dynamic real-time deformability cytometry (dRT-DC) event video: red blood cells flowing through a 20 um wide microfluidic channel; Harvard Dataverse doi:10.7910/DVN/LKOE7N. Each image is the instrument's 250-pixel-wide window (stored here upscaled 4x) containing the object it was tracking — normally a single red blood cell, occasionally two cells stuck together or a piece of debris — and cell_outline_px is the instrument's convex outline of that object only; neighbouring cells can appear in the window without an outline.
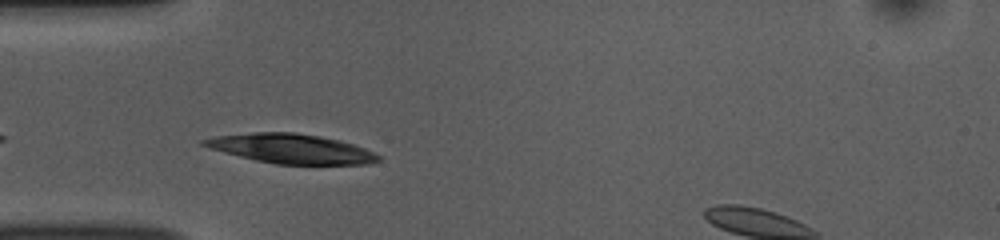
{"species": "common noctule bat (a hibernating species)", "species_latin": "Nyctalus noctula", "temperature_condition": "room temperature", "stored_images_in_passage": 37, "camera_frame_rate_fps": 3000, "um_per_image_px": 0.085, "animal": {"sex": "female", "body_mass_g": 10.0, "forearm_length_mm": 53.1}, "frame": {"image": 1, "passage_image": 3, "time_ms": 0.667, "image_size_px": [1000, 240], "cell_outline_px": [[380, 160], [368, 164], [276, 164], [256, 160], [208, 148], [200, 144], [200, 140], [216, 136], [252, 132], [296, 132], [320, 136], [340, 140], [364, 148], [380, 156]], "centroid_in_image_um": [24.72, 12.63], "position_along_channel_um": 60.3, "area_um2": 29.82}}
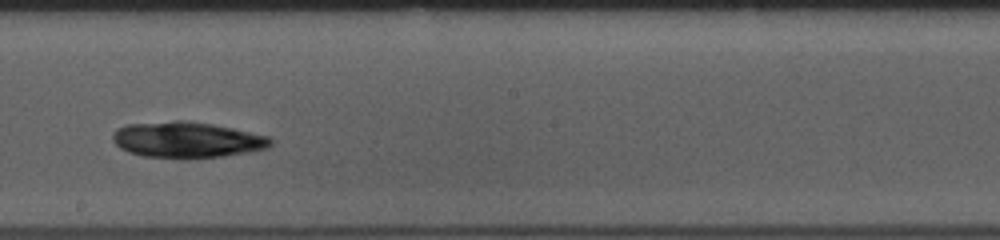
{"frame": {"image": 2, "passage_image": 17, "time_ms": 5.333, "image_size_px": [1000, 240], "cell_outline_px": [[272, 144], [268, 148], [248, 152], [220, 156], [184, 160], [144, 156], [128, 152], [120, 148], [112, 140], [112, 136], [116, 128], [128, 124], [176, 120], [184, 120], [212, 124], [232, 128], [268, 136], [272, 140]], "centroid_in_image_um": [15.86, 11.9], "position_along_channel_um": 232.3, "area_um2": 33.41}}
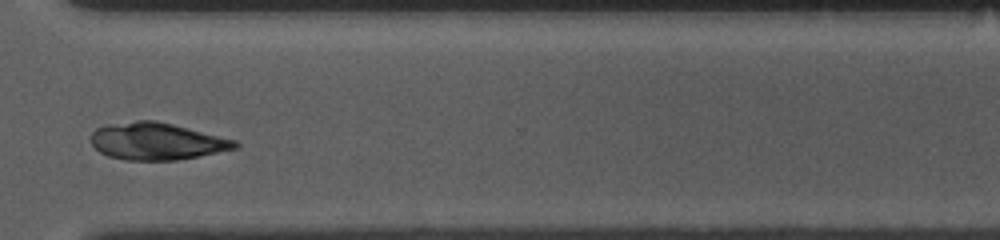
{"frame": {"image": 3, "passage_image": 27, "time_ms": 8.667, "image_size_px": [1000, 240], "cell_outline_px": [[240, 144], [236, 148], [176, 160], [124, 160], [108, 156], [100, 152], [92, 144], [92, 132], [96, 128], [108, 124], [136, 120], [156, 120], [236, 140]], "centroid_in_image_um": [13.29, 12.0], "position_along_channel_um": 357.3, "area_um2": 30.87}}